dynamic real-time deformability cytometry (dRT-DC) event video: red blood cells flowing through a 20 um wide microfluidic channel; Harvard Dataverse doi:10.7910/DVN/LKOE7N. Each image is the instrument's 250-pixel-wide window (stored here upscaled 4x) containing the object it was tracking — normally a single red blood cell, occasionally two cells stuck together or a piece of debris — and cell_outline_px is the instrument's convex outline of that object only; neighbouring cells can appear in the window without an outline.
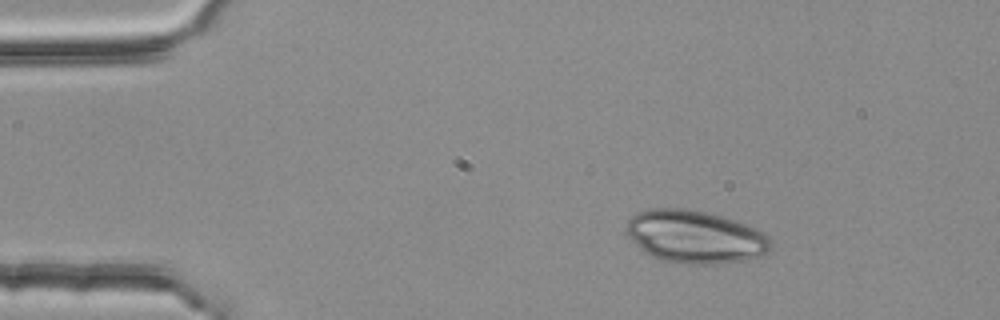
{"species": "common noctule bat (a hibernating species)", "species_latin": "Nyctalus noctula", "temperature_condition": "room temperature", "stored_images_in_passage": 3, "camera_frame_rate_fps": 3000, "um_per_image_px": 0.085, "animal": {"sex": "female", "body_mass_g": 25.1}, "frame": {"image": 1, "passage_image": 1, "time_ms": 0.0, "image_size_px": [1000, 320], "cell_outline_px": [[772, 248], [764, 256], [744, 260], [716, 264], [676, 264], [660, 260], [644, 252], [624, 232], [624, 228], [628, 220], [636, 212], [652, 208], [684, 208], [708, 212], [724, 216], [748, 224], [764, 232], [768, 236], [772, 244]], "centroid_in_image_um": [59.1, 20.12], "position_along_channel_um": 25.9, "area_um2": 45.32}}